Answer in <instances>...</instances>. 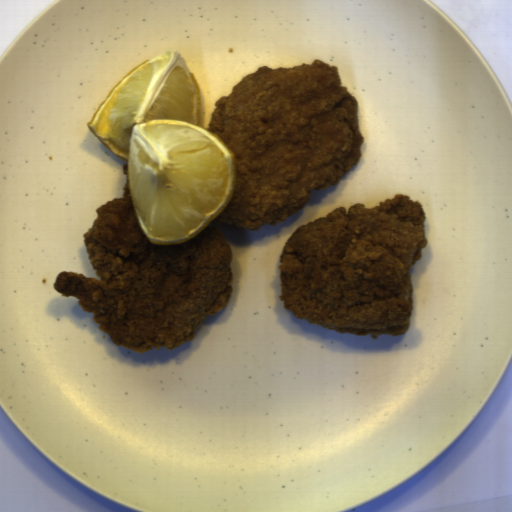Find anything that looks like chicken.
I'll use <instances>...</instances> for the list:
<instances>
[{
	"label": "chicken",
	"mask_w": 512,
	"mask_h": 512,
	"mask_svg": "<svg viewBox=\"0 0 512 512\" xmlns=\"http://www.w3.org/2000/svg\"><path fill=\"white\" fill-rule=\"evenodd\" d=\"M426 211L405 194L356 203L297 227L278 259L285 309L337 334L402 336L414 309V265L427 246Z\"/></svg>",
	"instance_id": "694c0efe"
},
{
	"label": "chicken",
	"mask_w": 512,
	"mask_h": 512,
	"mask_svg": "<svg viewBox=\"0 0 512 512\" xmlns=\"http://www.w3.org/2000/svg\"><path fill=\"white\" fill-rule=\"evenodd\" d=\"M342 84L337 66L316 59L258 68L216 100L205 130L235 155L237 177L212 221L249 231L284 222L359 163V104Z\"/></svg>",
	"instance_id": "ae283196"
},
{
	"label": "chicken",
	"mask_w": 512,
	"mask_h": 512,
	"mask_svg": "<svg viewBox=\"0 0 512 512\" xmlns=\"http://www.w3.org/2000/svg\"><path fill=\"white\" fill-rule=\"evenodd\" d=\"M122 171V197L94 208L98 216L82 233L100 280L61 271L53 288L75 297L116 346L138 354L170 351L195 339L207 317L230 303L233 248L213 225L182 244L149 242L133 207L128 164Z\"/></svg>",
	"instance_id": "52989762"
}]
</instances>
